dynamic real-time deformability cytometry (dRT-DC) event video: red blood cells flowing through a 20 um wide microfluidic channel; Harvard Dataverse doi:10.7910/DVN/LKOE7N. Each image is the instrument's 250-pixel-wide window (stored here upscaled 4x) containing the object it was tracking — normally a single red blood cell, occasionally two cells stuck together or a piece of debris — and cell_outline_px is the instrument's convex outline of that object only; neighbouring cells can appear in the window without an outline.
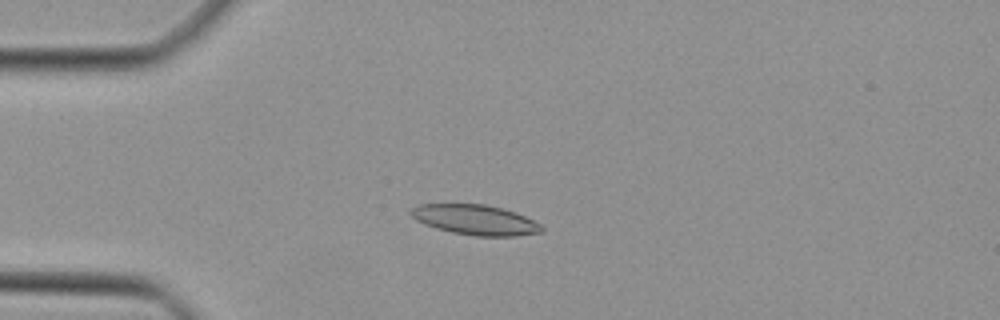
{"species": "Egyptian fruit bat (a non-hibernating species)", "species_latin": "Rousettus aegyptiacus", "temperature_condition": "cold", "stored_images_in_passage": 46, "camera_frame_rate_fps": 3000, "um_per_image_px": 0.085, "animal": {"sex": "female"}, "frame": {"image": 1, "passage_image": 11, "time_ms": 3.333, "image_size_px": [1000, 320], "cell_outline_px": [[544, 232], [516, 236], [476, 236], [452, 232], [436, 228], [424, 224], [416, 220], [408, 212], [412, 208], [420, 204], [484, 204], [516, 212], [540, 224], [544, 228]], "centroid_in_image_um": [40.4, 18.69], "position_along_channel_um": 44.6, "area_um2": 22.89}}
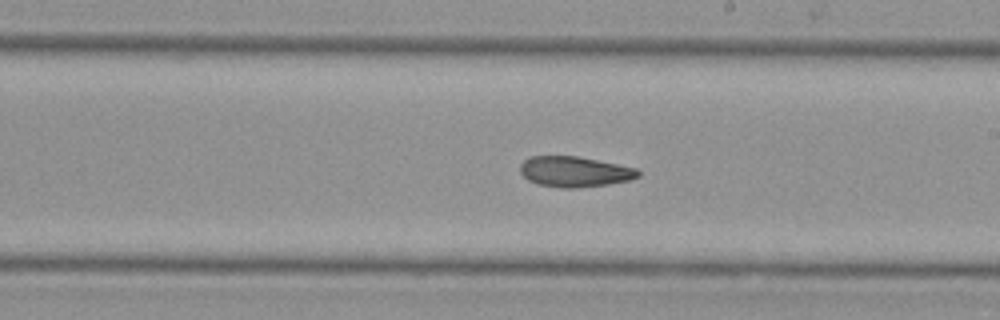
{"frame": {"image": 2, "passage_image": 26, "time_ms": 8.333, "image_size_px": [1000, 320], "cell_outline_px": [[640, 176], [632, 180], [608, 184], [576, 188], [560, 188], [536, 184], [528, 180], [520, 172], [520, 164], [528, 156], [576, 156], [636, 168], [640, 172]], "centroid_in_image_um": [48.82, 14.6], "position_along_channel_um": 240.2, "area_um2": 21.04}}
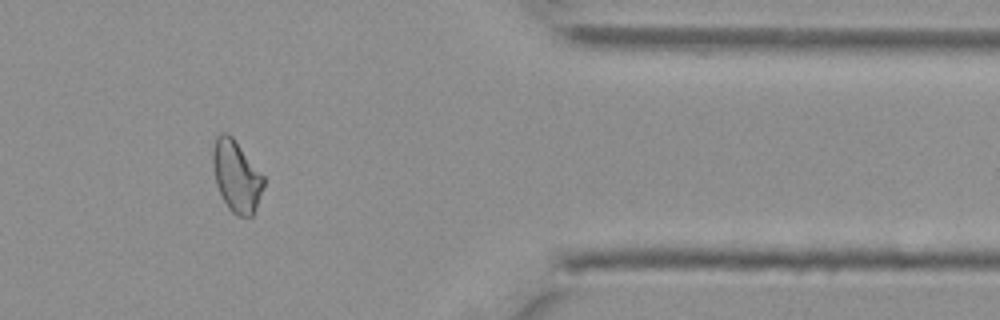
{"frame": {"image": 3, "passage_image": 38, "time_ms": 12.333, "image_size_px": [1000, 320], "cell_outline_px": [[264, 184], [256, 208], [252, 216], [236, 216], [228, 208], [216, 184], [212, 164], [212, 148], [216, 136], [220, 132], [228, 132], [232, 136], [264, 176]], "centroid_in_image_um": [20.07, 14.95], "position_along_channel_um": 391.3, "area_um2": 21.15}}